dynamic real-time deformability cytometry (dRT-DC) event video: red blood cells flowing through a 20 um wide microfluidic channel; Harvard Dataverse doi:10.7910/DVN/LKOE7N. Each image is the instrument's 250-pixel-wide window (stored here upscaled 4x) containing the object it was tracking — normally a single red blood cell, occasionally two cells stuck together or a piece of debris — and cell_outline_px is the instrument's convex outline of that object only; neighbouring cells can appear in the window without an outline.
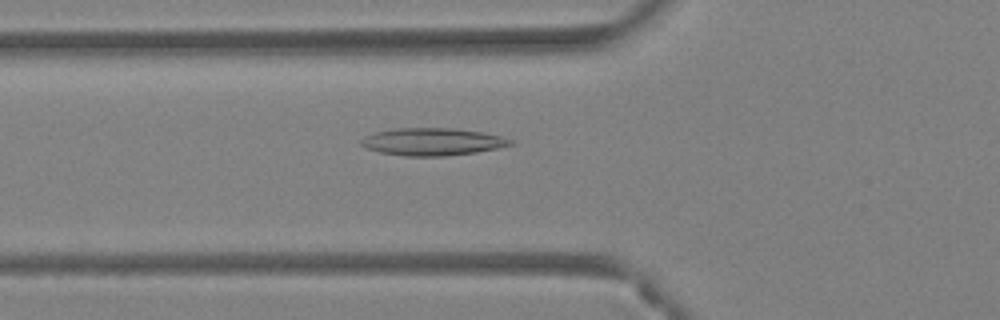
{"species": "Egyptian fruit bat (a non-hibernating species)", "species_latin": "Rousettus aegyptiacus", "temperature_condition": "warm", "stored_images_in_passage": 48, "camera_frame_rate_fps": 3000, "um_per_image_px": 0.085, "animal": {"sex": "female"}, "frame": {"image": 1, "passage_image": 18, "time_ms": 5.667, "image_size_px": [1000, 320], "cell_outline_px": [[516, 144], [476, 152], [444, 156], [404, 156], [380, 152], [364, 148], [360, 144], [360, 140], [364, 136], [376, 132], [396, 128], [452, 128], [480, 132], [500, 136], [516, 140]], "centroid_in_image_um": [36.75, 12.05], "position_along_channel_um": 89.1, "area_um2": 23.93}}
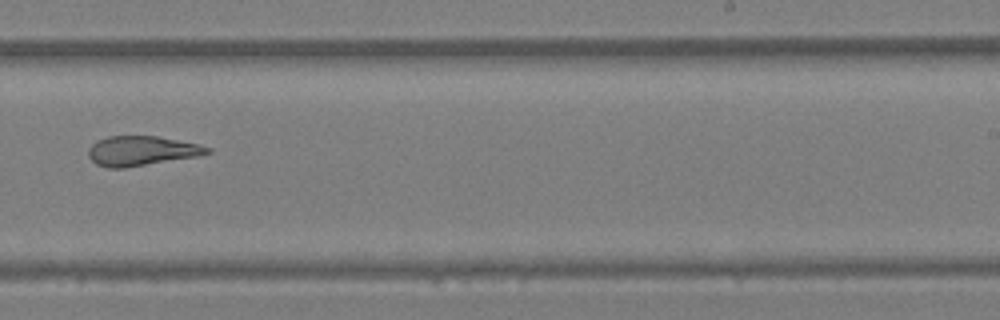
{"frame": {"image": 2, "passage_image": 31, "time_ms": 10.0, "image_size_px": [1000, 320], "cell_outline_px": [[212, 152], [200, 156], [124, 168], [108, 168], [96, 164], [88, 156], [88, 148], [96, 140], [108, 136], [156, 136], [200, 144], [212, 148]], "centroid_in_image_um": [12.05, 12.82], "position_along_channel_um": 277.0, "area_um2": 20.75}}
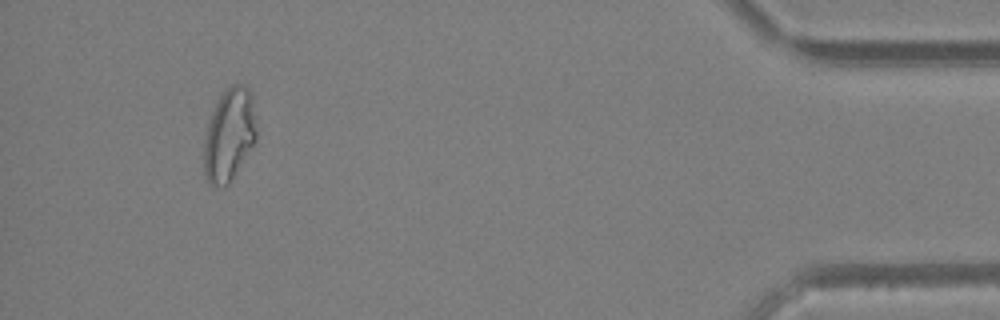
{"frame": {"image": 3, "passage_image": 45, "time_ms": 14.667, "image_size_px": [1000, 320], "cell_outline_px": [[256, 140], [228, 184], [224, 188], [208, 184], [204, 176], [204, 140], [208, 120], [216, 100], [224, 88], [232, 84], [244, 84], [248, 88], [256, 128]], "centroid_in_image_um": [19.43, 11.47], "position_along_channel_um": 415.8, "area_um2": 28.32}, "authors_computed_cell_mechanics": {"area_um2": 25.143, "velocity_mm_per_s": 4.3411, "shape_relaxation_time_tau1_ms": null, "shape_relaxation_time_tau2_ms": 3.3015, "deformation_change_tau1": null, "deformation_change_tau2": 0.1408}}